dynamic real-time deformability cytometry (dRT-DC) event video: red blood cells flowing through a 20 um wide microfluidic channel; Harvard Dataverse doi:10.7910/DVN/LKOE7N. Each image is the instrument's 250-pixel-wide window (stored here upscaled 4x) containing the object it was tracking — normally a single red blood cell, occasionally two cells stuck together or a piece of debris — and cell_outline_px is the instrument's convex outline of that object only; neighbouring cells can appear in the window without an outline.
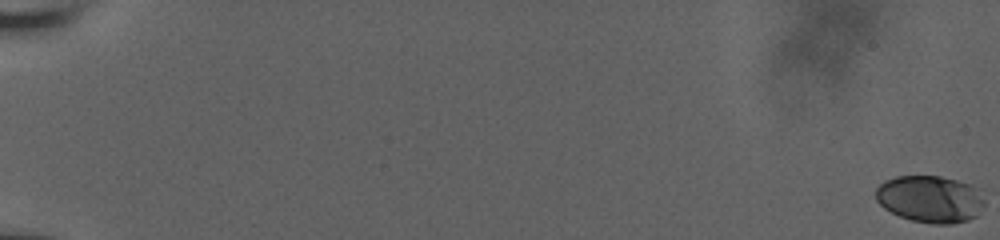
{"species": "human", "species_latin": "Homo sapiens", "temperature_condition": "room temperature", "stored_images_in_passage": 59, "camera_frame_rate_fps": 3000, "um_per_image_px": 0.085, "donor": {"sex": "male"}, "frame": {"image": 1, "passage_image": 1, "time_ms": 0.0, "image_size_px": [1000, 240], "cell_outline_px": [[984, 204], [976, 216], [968, 220], [952, 224], [936, 224], [912, 220], [900, 216], [884, 208], [876, 200], [876, 188], [884, 180], [896, 176], [940, 176], [972, 184], [980, 188], [984, 200]], "centroid_in_image_um": [79.09, 16.9], "position_along_channel_um": 5.9, "area_um2": 30.0}}
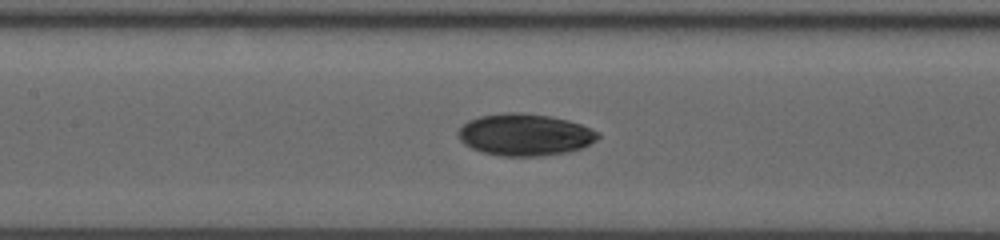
{"frame": {"image": 2, "passage_image": 32, "time_ms": 10.333, "image_size_px": [1000, 240], "cell_outline_px": [[600, 136], [596, 140], [580, 148], [568, 152], [540, 156], [500, 156], [484, 152], [472, 148], [464, 144], [460, 140], [456, 132], [468, 120], [480, 116], [504, 112], [520, 112], [552, 116], [568, 120], [580, 124], [600, 132]], "centroid_in_image_um": [44.6, 11.44], "position_along_channel_um": 162.8, "area_um2": 34.22}}
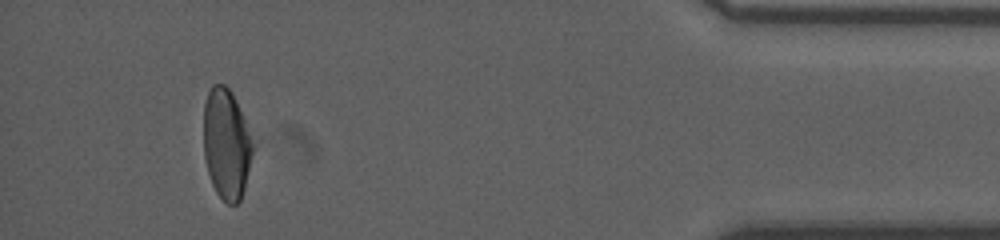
{"frame": {"image": 3, "passage_image": 56, "time_ms": 18.333, "image_size_px": [1000, 240], "cell_outline_px": [[256, 144], [244, 188], [240, 200], [236, 204], [228, 204], [216, 192], [212, 184], [208, 172], [204, 156], [204, 104], [208, 92], [212, 84], [224, 84], [232, 92]], "centroid_in_image_um": [19.27, 12.22], "position_along_channel_um": 415.9, "area_um2": 31.91}, "authors_computed_cell_mechanics": {"area_um2": 32.2524, "velocity_mm_per_s": 3.8418, "shape_relaxation_time_tau1_ms": 5.8748, "shape_relaxation_time_tau2_ms": 3.7453, "deformation_change_tau1": 0.1783, "deformation_change_tau2": 0.0645}}